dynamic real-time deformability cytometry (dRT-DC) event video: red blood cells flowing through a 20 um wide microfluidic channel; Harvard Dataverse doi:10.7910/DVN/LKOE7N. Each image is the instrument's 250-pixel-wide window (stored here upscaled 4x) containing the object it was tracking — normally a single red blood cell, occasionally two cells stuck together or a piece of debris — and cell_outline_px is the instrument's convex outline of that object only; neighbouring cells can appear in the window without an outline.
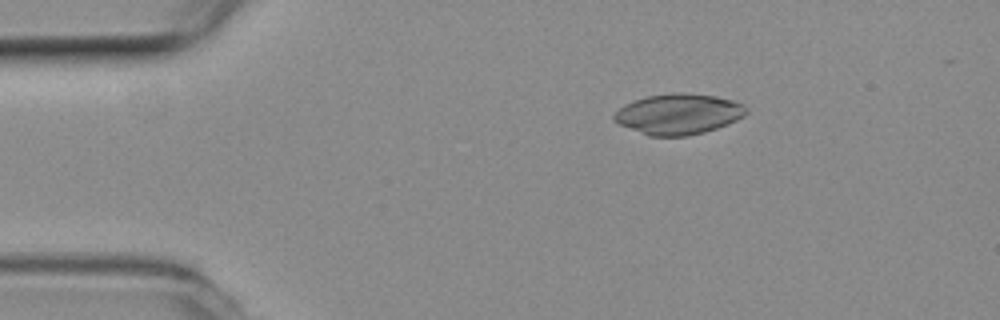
{"species": "common noctule bat (a hibernating species)", "species_latin": "Nyctalus noctula", "temperature_condition": "room temperature", "stored_images_in_passage": 42, "camera_frame_rate_fps": 3000, "um_per_image_px": 0.085, "animal": {"sex": "female", "body_mass_g": 19.3, "forearm_length_mm": 54.1}, "frame": {"image": 1, "passage_image": 1, "time_ms": 0.0, "image_size_px": [1000, 320], "cell_outline_px": [[748, 112], [744, 116], [728, 124], [704, 132], [688, 136], [648, 136], [620, 124], [612, 120], [612, 116], [624, 104], [648, 96], [680, 92], [684, 92], [716, 96], [732, 100], [744, 104], [748, 108]], "centroid_in_image_um": [57.69, 9.69], "position_along_channel_um": 27.3, "area_um2": 31.27}}
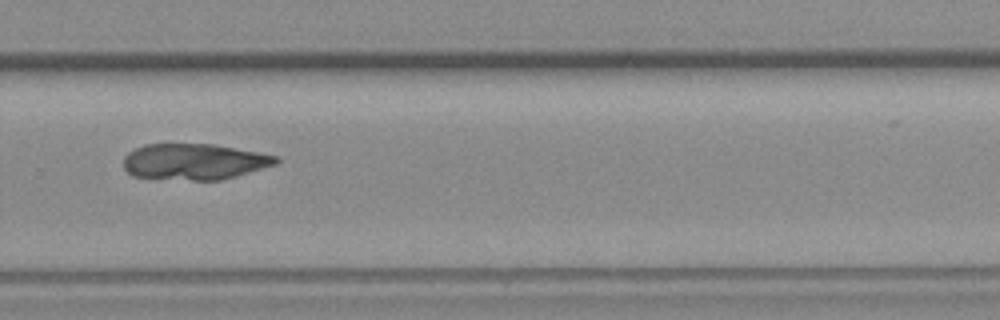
{"frame": {"image": 2, "passage_image": 28, "time_ms": 9.0, "image_size_px": [1000, 320], "cell_outline_px": [[280, 160], [276, 164], [236, 176], [220, 180], [192, 180], [132, 176], [124, 168], [124, 156], [128, 152], [144, 144], [212, 144], [280, 156]], "centroid_in_image_um": [16.52, 13.74], "position_along_channel_um": 313.3, "area_um2": 31.91}}